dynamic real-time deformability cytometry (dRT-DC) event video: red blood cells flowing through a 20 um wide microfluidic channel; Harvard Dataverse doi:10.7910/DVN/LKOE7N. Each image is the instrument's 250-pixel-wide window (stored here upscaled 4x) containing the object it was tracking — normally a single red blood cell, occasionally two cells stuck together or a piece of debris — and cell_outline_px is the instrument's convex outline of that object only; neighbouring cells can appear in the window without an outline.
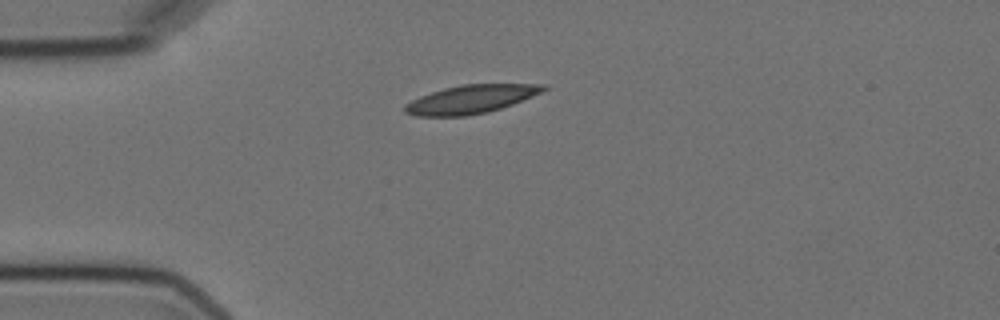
{"species": "Egyptian fruit bat (a non-hibernating species)", "species_latin": "Rousettus aegyptiacus", "temperature_condition": "cold", "stored_images_in_passage": 5, "camera_frame_rate_fps": 3000, "um_per_image_px": 0.085, "animal": {"sex": "female"}, "frame": {"image": 1, "passage_image": 5, "time_ms": 4.667, "image_size_px": [1000, 320], "cell_outline_px": [[548, 88], [532, 96], [512, 104], [488, 112], [468, 116], [416, 116], [404, 112], [404, 104], [420, 96], [444, 88], [460, 84], [548, 84]], "centroid_in_image_um": [40.0, 8.43], "position_along_channel_um": 45.0, "area_um2": 22.89}}